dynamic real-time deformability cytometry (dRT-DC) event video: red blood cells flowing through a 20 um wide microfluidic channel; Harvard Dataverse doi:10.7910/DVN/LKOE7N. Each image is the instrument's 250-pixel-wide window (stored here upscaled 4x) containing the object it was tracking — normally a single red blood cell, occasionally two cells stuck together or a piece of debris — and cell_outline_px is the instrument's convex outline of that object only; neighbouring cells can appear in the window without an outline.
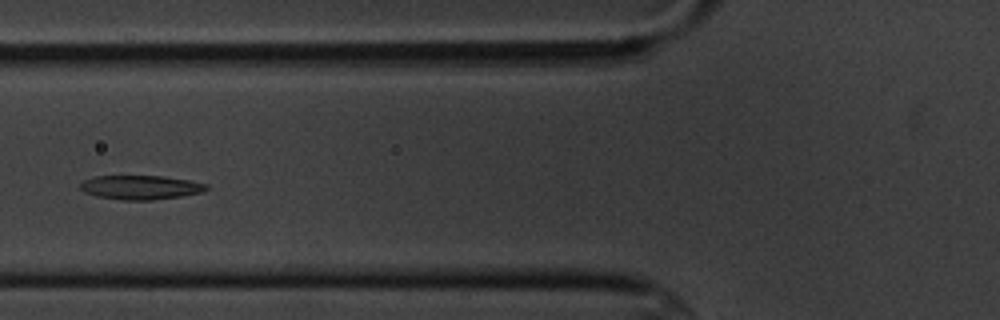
{"species": "common noctule bat (a hibernating species)", "species_latin": "Nyctalus noctula", "temperature_condition": "cold", "stored_images_in_passage": 10, "camera_frame_rate_fps": 3000, "um_per_image_px": 0.085, "animal": {"sex": "male", "body_mass_g": 20.1, "forearm_length_mm": 53.5}, "frame": {"image": 1, "passage_image": 6, "time_ms": 6.0, "image_size_px": [1000, 320], "cell_outline_px": [[208, 188], [204, 192], [180, 196], [152, 200], [120, 200], [96, 196], [84, 192], [80, 188], [80, 184], [84, 180], [96, 176], [164, 176], [188, 180], [208, 184]], "centroid_in_image_um": [11.95, 15.93], "position_along_channel_um": 113.8, "area_um2": 17.74}}
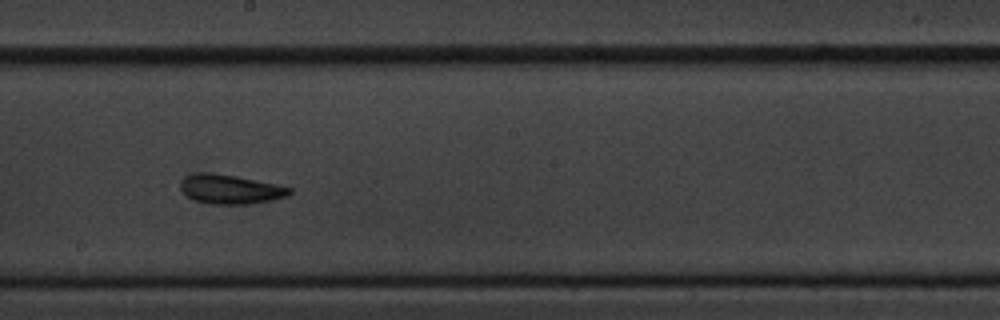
{"frame": {"image": 2, "passage_image": 9, "time_ms": 9.333, "image_size_px": [1000, 320], "cell_outline_px": [[292, 192], [288, 196], [272, 200], [248, 204], [212, 204], [196, 200], [188, 196], [180, 188], [180, 180], [184, 176], [196, 172], [208, 172], [236, 176], [276, 184], [292, 188]], "centroid_in_image_um": [19.57, 16.07], "position_along_channel_um": 228.6, "area_um2": 18.61}}
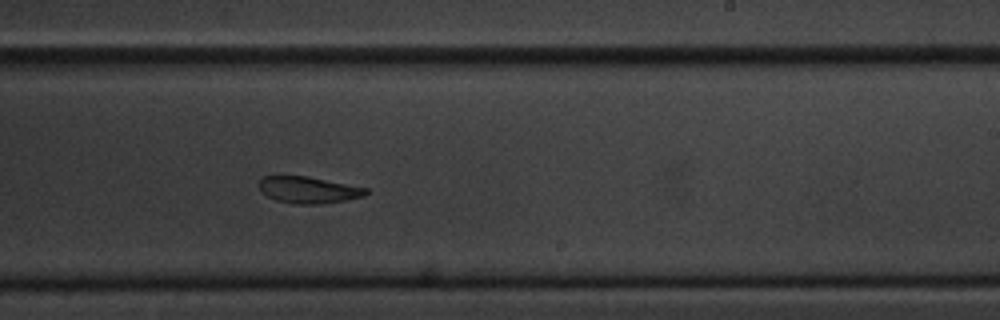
{"frame": {"image": 3, "passage_image": 10, "time_ms": 10.333, "image_size_px": [1000, 320], "cell_outline_px": [[368, 192], [364, 196], [344, 200], [320, 204], [292, 204], [276, 200], [268, 196], [256, 184], [260, 176], [280, 172], [308, 176], [368, 188]], "centroid_in_image_um": [26.1, 16.08], "position_along_channel_um": 262.9, "area_um2": 17.34}}